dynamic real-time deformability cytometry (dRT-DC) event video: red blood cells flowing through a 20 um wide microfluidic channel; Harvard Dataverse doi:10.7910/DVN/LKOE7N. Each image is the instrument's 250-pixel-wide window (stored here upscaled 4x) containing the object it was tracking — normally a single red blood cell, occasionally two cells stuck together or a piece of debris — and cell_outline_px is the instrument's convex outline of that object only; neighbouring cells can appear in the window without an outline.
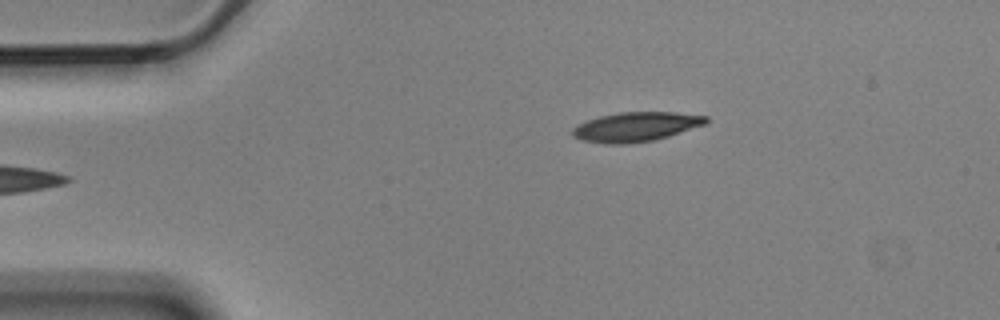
{"species": "Egyptian fruit bat (a non-hibernating species)", "species_latin": "Rousettus aegyptiacus", "temperature_condition": "cold", "stored_images_in_passage": 5, "camera_frame_rate_fps": 3000, "um_per_image_px": 0.085, "animal": {"sex": "male"}, "frame": {"image": 1, "passage_image": 5, "time_ms": 1.333, "image_size_px": [1000, 320], "cell_outline_px": [[708, 120], [704, 124], [668, 136], [652, 140], [624, 144], [604, 144], [580, 140], [572, 136], [572, 128], [576, 124], [600, 116], [620, 112], [676, 112], [708, 116]], "centroid_in_image_um": [53.99, 10.78], "position_along_channel_um": 31.0, "area_um2": 22.83}}